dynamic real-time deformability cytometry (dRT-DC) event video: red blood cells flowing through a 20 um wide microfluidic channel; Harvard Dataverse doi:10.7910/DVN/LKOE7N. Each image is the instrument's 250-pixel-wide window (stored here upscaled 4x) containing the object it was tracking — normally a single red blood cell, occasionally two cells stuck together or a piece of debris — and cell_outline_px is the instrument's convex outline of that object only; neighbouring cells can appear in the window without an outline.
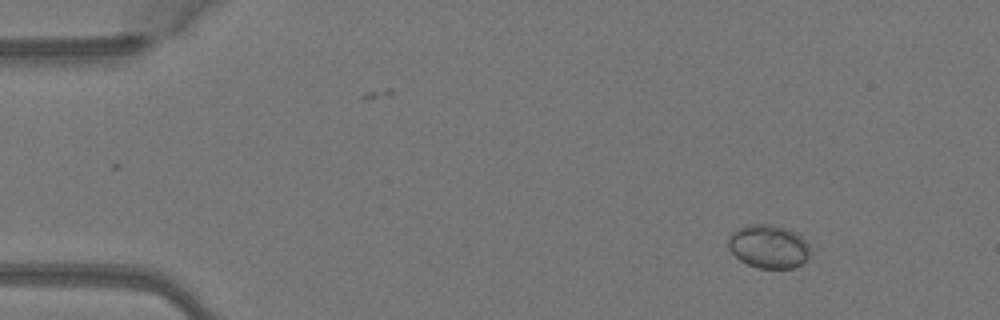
{"species": "Egyptian fruit bat (a non-hibernating species)", "species_latin": "Rousettus aegyptiacus", "temperature_condition": "warm", "stored_images_in_passage": 4, "camera_frame_rate_fps": 3000, "um_per_image_px": 0.085, "animal": {"sex": "female"}, "frame": {"image": 1, "passage_image": 1, "time_ms": 0.0, "image_size_px": [1000, 320], "cell_outline_px": [[812, 256], [808, 260], [792, 268], [756, 268], [740, 260], [728, 248], [728, 236], [736, 228], [748, 224], [772, 224], [796, 232], [808, 244], [812, 252]], "centroid_in_image_um": [65.34, 20.95], "position_along_channel_um": 19.7, "area_um2": 21.04}}
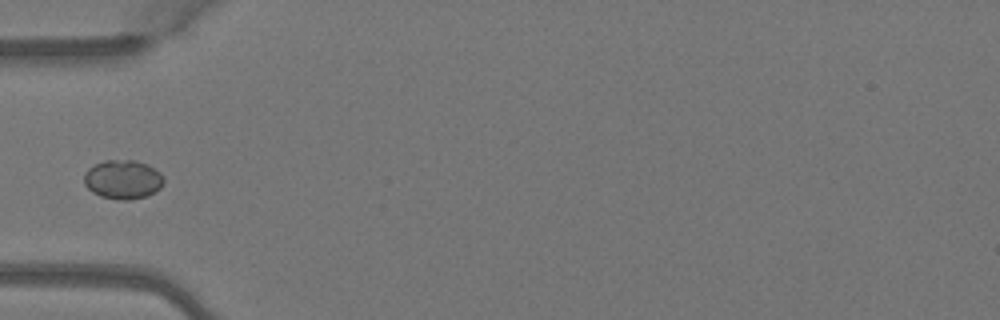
{"frame": {"image": 2, "passage_image": 4, "time_ms": 1.0, "image_size_px": [1000, 320], "cell_outline_px": [[164, 180], [160, 188], [148, 196], [128, 200], [120, 200], [100, 196], [92, 192], [84, 184], [84, 172], [88, 168], [104, 160], [136, 160], [148, 164], [160, 172]], "centroid_in_image_um": [10.44, 15.25], "position_along_channel_um": 74.6, "area_um2": 18.26}}